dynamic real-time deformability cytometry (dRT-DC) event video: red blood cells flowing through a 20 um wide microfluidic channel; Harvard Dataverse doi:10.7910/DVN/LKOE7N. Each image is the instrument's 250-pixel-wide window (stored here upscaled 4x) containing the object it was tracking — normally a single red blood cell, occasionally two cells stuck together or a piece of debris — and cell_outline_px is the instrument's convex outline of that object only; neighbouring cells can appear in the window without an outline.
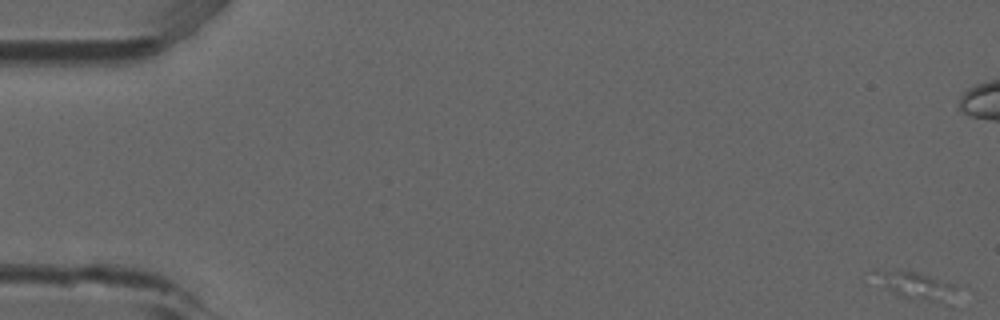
{"species": "common noctule bat (a hibernating species)", "species_latin": "Nyctalus noctula", "temperature_condition": "room temperature", "stored_images_in_passage": 8, "camera_frame_rate_fps": 3000, "um_per_image_px": 0.085, "animal": {"sex": "male", "forearm_length_mm": 52.5}, "frame": {"image": 1, "passage_image": 1, "time_ms": 0.0, "image_size_px": [1000, 320], "cell_outline_px": [[960, 284], [948, 304], [944, 304], [908, 300], [900, 296], [884, 284], [872, 268], [876, 268], [912, 272]], "centroid_in_image_um": [78.02, 24.32], "position_along_channel_um": 7.0, "area_um2": 13.12}}